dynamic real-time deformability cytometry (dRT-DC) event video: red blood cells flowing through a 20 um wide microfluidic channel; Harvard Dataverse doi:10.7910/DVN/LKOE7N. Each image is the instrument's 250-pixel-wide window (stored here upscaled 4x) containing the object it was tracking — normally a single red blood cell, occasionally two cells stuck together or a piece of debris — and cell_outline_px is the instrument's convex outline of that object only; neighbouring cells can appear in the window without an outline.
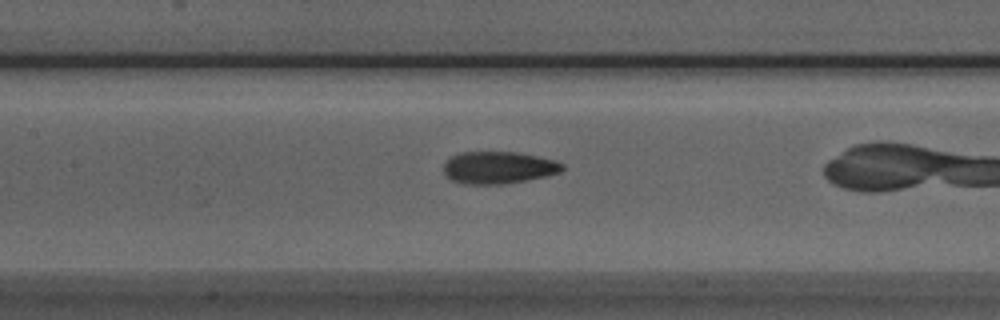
{"species": "Egyptian fruit bat (a non-hibernating species)", "species_latin": "Rousettus aegyptiacus", "temperature_condition": "room temperature", "stored_images_in_passage": 25, "camera_frame_rate_fps": 3000, "um_per_image_px": 0.085, "animal": {"sex": "male"}, "frame": {"image": 1, "passage_image": 8, "time_ms": 2.333, "image_size_px": [1000, 320], "cell_outline_px": [[564, 168], [560, 172], [548, 176], [500, 184], [464, 184], [452, 180], [444, 172], [444, 164], [452, 156], [460, 152], [516, 152], [556, 160], [564, 164]], "centroid_in_image_um": [42.39, 14.24], "position_along_channel_um": 165.0, "area_um2": 22.14}}
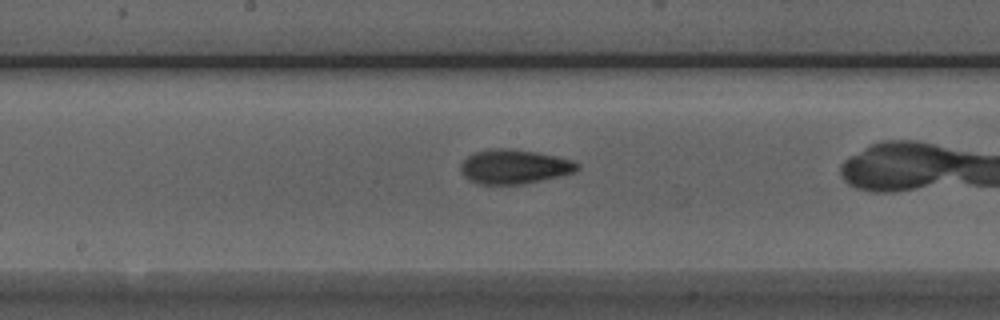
{"frame": {"image": 2, "passage_image": 11, "time_ms": 3.333, "image_size_px": [1000, 320], "cell_outline_px": [[580, 168], [576, 172], [524, 184], [480, 184], [468, 180], [460, 172], [460, 164], [468, 156], [476, 152], [492, 148], [508, 148], [536, 152], [556, 156], [572, 160], [580, 164]], "centroid_in_image_um": [43.71, 14.17], "position_along_channel_um": 204.5, "area_um2": 23.41}}